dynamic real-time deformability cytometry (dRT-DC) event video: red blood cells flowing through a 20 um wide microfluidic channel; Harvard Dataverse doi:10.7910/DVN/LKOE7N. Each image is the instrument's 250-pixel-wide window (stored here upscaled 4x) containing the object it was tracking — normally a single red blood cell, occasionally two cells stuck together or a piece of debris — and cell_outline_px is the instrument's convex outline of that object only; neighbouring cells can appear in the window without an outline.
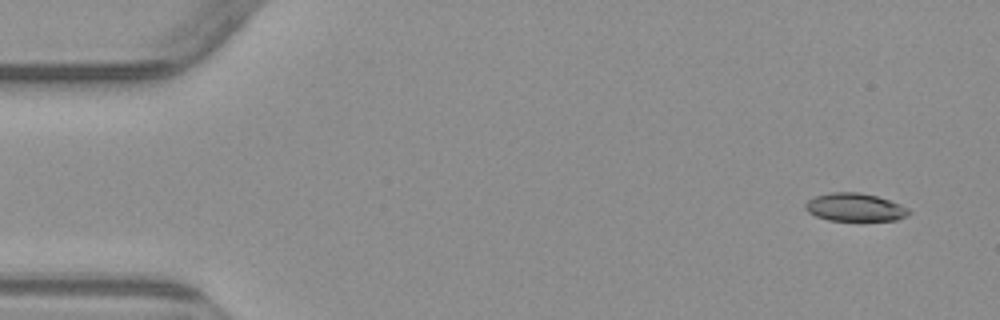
{"species": "common noctule bat (a hibernating species)", "species_latin": "Nyctalus noctula", "temperature_condition": "warm", "stored_images_in_passage": 4, "camera_frame_rate_fps": 3000, "um_per_image_px": 0.085, "animal": {"sex": "male", "body_mass_g": 23.1, "forearm_length_mm": 52.7}, "frame": {"image": 1, "passage_image": 1, "time_ms": 0.0, "image_size_px": [1000, 320], "cell_outline_px": [[912, 212], [908, 216], [896, 220], [828, 220], [816, 216], [808, 212], [804, 208], [804, 204], [808, 200], [816, 196], [832, 192], [860, 192], [876, 196], [900, 204], [908, 208]], "centroid_in_image_um": [72.67, 17.62], "position_along_channel_um": 12.3, "area_um2": 16.88}}
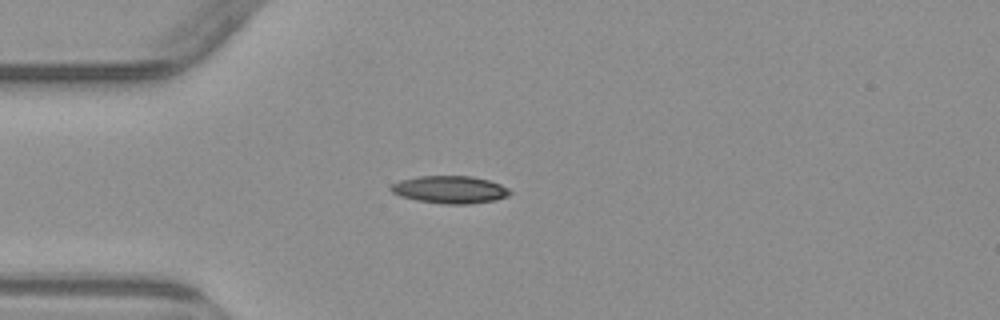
{"frame": {"image": 2, "passage_image": 4, "time_ms": 3.667, "image_size_px": [1000, 320], "cell_outline_px": [[512, 192], [508, 196], [496, 200], [468, 204], [444, 204], [416, 200], [400, 196], [392, 192], [388, 188], [392, 184], [400, 180], [420, 176], [472, 176], [488, 180], [500, 184], [508, 188]], "centroid_in_image_um": [38.24, 16.12], "position_along_channel_um": 46.8, "area_um2": 19.13}}